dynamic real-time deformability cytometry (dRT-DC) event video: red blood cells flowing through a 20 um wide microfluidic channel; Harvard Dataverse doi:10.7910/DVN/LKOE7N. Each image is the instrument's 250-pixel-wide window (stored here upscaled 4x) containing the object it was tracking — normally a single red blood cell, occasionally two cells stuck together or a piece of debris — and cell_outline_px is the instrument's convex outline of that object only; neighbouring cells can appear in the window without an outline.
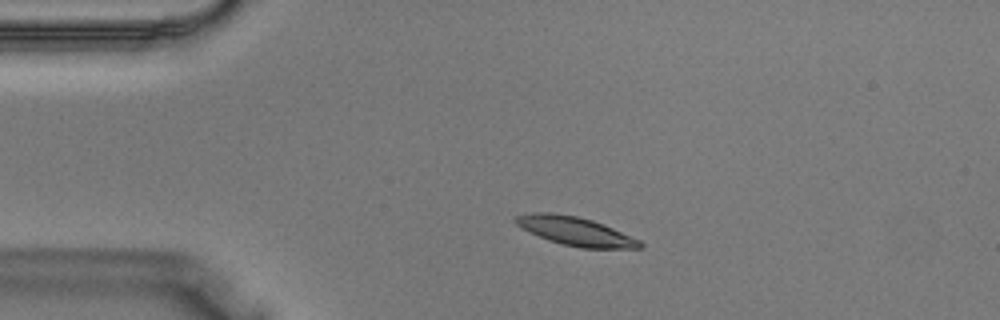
{"species": "Egyptian fruit bat (a non-hibernating species)", "species_latin": "Rousettus aegyptiacus", "temperature_condition": "warm", "stored_images_in_passage": 32, "camera_frame_rate_fps": 3000, "um_per_image_px": 0.085, "animal": {"sex": "male"}, "frame": {"image": 1, "passage_image": 1, "time_ms": 0.0, "image_size_px": [1000, 320], "cell_outline_px": [[644, 248], [580, 248], [560, 244], [548, 240], [520, 228], [512, 220], [516, 216], [532, 212], [548, 212], [576, 216], [592, 220], [604, 224], [640, 240], [644, 244]], "centroid_in_image_um": [48.89, 19.65], "position_along_channel_um": 36.1, "area_um2": 20.87}}
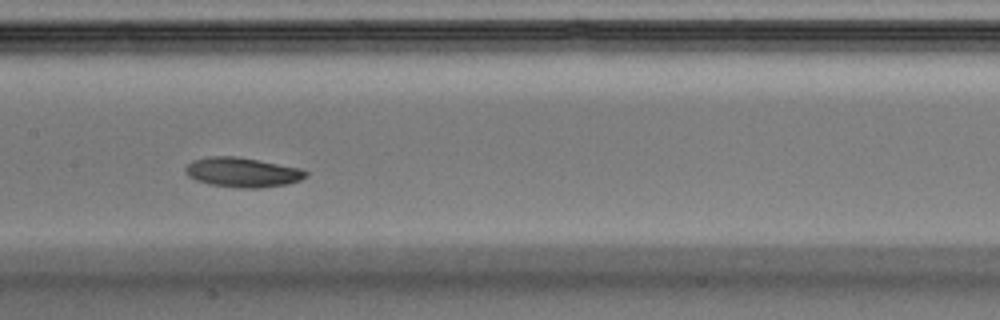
{"frame": {"image": 2, "passage_image": 12, "time_ms": 3.667, "image_size_px": [1000, 320], "cell_outline_px": [[308, 176], [300, 180], [288, 184], [260, 188], [236, 188], [208, 184], [196, 180], [188, 176], [184, 172], [184, 168], [192, 160], [208, 156], [236, 156], [300, 168], [308, 172]], "centroid_in_image_um": [20.58, 14.65], "position_along_channel_um": 186.8, "area_um2": 20.98}}
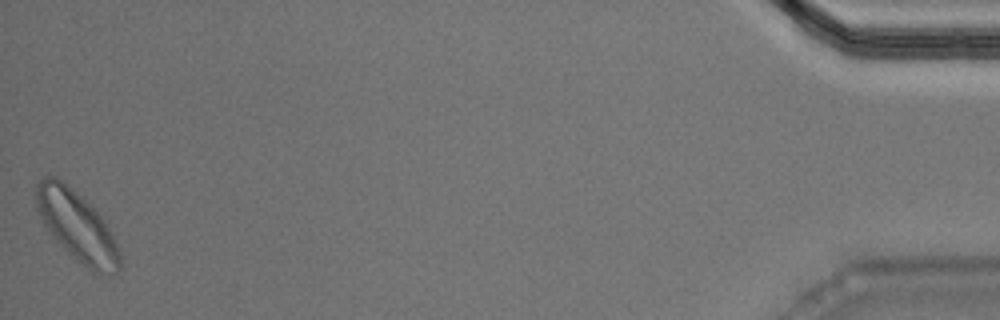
{"frame": {"image": 3, "passage_image": 32, "time_ms": 10.333, "image_size_px": [1000, 320], "cell_outline_px": [[120, 268], [112, 276], [92, 272], [68, 252], [56, 240], [44, 224], [36, 208], [36, 184], [44, 176], [56, 176], [72, 188], [104, 220], [120, 252]], "centroid_in_image_um": [6.53, 19.23], "position_along_channel_um": 428.7, "area_um2": 33.52}}